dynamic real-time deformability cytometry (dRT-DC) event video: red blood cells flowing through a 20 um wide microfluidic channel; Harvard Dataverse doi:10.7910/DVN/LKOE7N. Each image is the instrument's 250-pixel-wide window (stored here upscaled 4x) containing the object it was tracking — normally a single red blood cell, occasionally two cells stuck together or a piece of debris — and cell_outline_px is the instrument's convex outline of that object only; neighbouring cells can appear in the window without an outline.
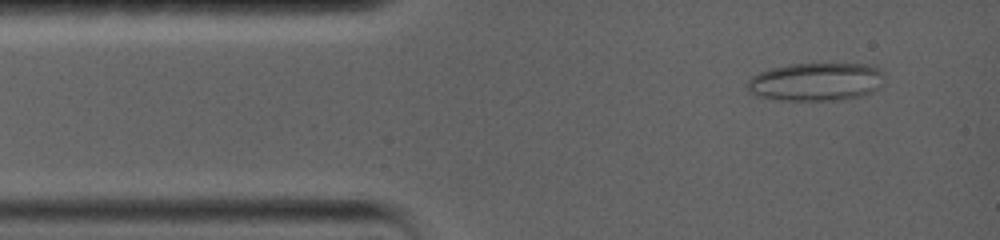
{"species": "common noctule bat (a hibernating species)", "species_latin": "Nyctalus noctula", "temperature_condition": "warm", "stored_images_in_passage": 65, "camera_frame_rate_fps": 5000, "um_per_image_px": 0.085, "animal": {"sex": "female", "body_mass_g": 19.0, "forearm_length_mm": 56.7}, "frame": {"image": 1, "passage_image": 3, "time_ms": 1.0, "image_size_px": [1000, 240], "cell_outline_px": [[884, 72], [876, 88], [872, 92], [860, 96], [844, 100], [780, 100], [756, 96], [748, 92], [748, 80], [752, 76], [768, 68], [788, 64], [868, 64]], "centroid_in_image_um": [69.29, 6.95], "position_along_channel_um": 15.7, "area_um2": 30.4}}
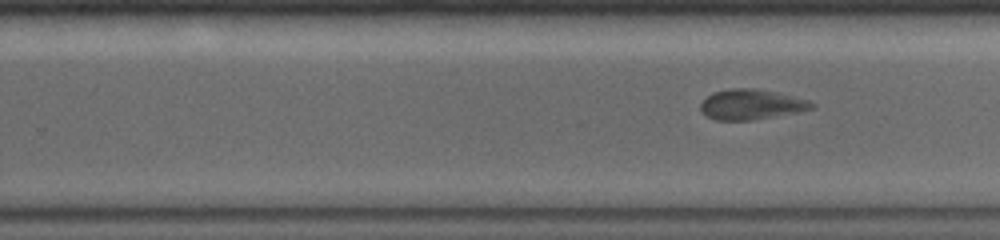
{"frame": {"image": 2, "passage_image": 31, "time_ms": 9.4, "image_size_px": [1000, 240], "cell_outline_px": [[816, 108], [796, 112], [752, 120], [716, 120], [708, 116], [700, 108], [700, 104], [712, 92], [732, 88], [756, 88], [808, 100], [816, 104]], "centroid_in_image_um": [63.86, 8.87], "position_along_channel_um": 265.9, "area_um2": 19.31}}
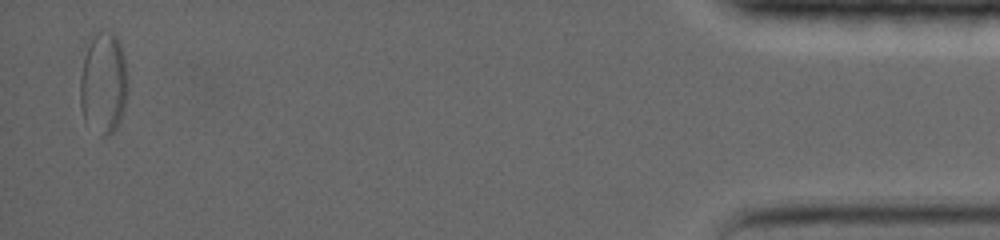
{"frame": {"image": 3, "passage_image": 65, "time_ms": 17.2, "image_size_px": [1000, 240], "cell_outline_px": [[128, 88], [124, 108], [120, 120], [116, 128], [108, 136], [100, 136], [84, 120], [80, 108], [80, 76], [84, 56], [92, 36], [96, 32], [112, 32], [116, 36], [120, 44], [124, 56], [128, 76]], "centroid_in_image_um": [8.8, 7.09], "position_along_channel_um": 426.4, "area_um2": 28.55}}